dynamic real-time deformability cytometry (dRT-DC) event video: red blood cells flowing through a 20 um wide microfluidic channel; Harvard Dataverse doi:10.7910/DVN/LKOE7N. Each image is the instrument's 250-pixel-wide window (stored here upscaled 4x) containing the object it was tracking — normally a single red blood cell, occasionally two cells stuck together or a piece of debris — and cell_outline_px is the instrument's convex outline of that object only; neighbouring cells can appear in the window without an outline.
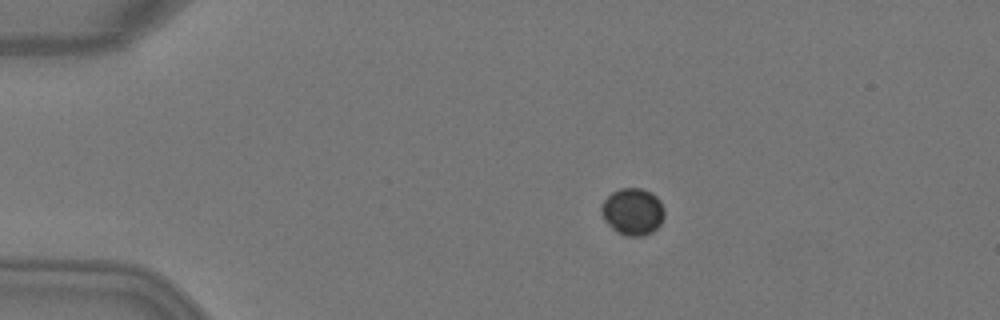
{"species": "Egyptian fruit bat (a non-hibernating species)", "species_latin": "Rousettus aegyptiacus", "temperature_condition": "warm", "stored_images_in_passage": 2, "camera_frame_rate_fps": 3000, "um_per_image_px": 0.085, "animal": {"sex": "female"}, "frame": {"image": 1, "passage_image": 2, "time_ms": 0.333, "image_size_px": [1000, 320], "cell_outline_px": [[664, 216], [660, 224], [652, 232], [644, 236], [624, 236], [616, 232], [604, 220], [600, 212], [600, 208], [604, 200], [612, 192], [620, 188], [644, 188], [652, 192], [660, 200], [664, 208]], "centroid_in_image_um": [53.78, 17.98], "position_along_channel_um": 31.2, "area_um2": 17.51}}